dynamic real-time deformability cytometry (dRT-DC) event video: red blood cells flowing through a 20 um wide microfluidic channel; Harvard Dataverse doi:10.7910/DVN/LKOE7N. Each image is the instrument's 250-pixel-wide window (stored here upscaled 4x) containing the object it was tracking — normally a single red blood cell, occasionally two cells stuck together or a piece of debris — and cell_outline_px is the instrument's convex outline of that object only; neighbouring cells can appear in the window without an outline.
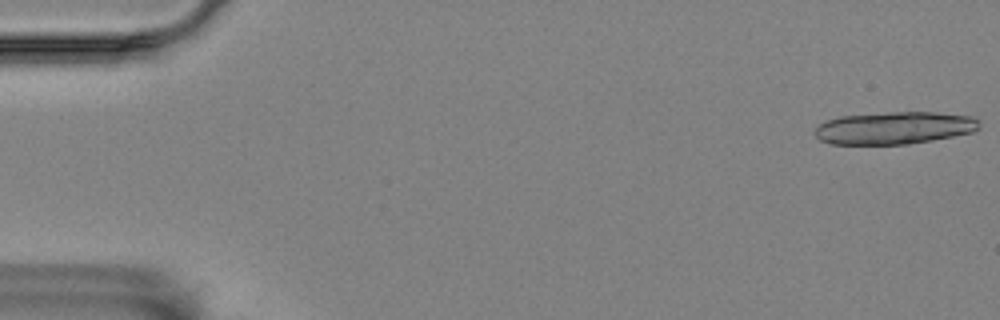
{"species": "Egyptian fruit bat (a non-hibernating species)", "species_latin": "Rousettus aegyptiacus", "temperature_condition": "room temperature", "stored_images_in_passage": 19, "camera_frame_rate_fps": 3000, "um_per_image_px": 0.085, "animal": {"sex": "female"}, "frame": {"image": 1, "passage_image": 1, "time_ms": 0.0, "image_size_px": [1000, 320], "cell_outline_px": [[980, 128], [972, 132], [932, 140], [908, 144], [832, 144], [820, 140], [812, 132], [820, 124], [828, 120], [840, 116], [888, 112], [936, 112], [972, 116], [980, 120]], "centroid_in_image_um": [76.03, 10.87], "position_along_channel_um": 9.0, "area_um2": 31.15}}